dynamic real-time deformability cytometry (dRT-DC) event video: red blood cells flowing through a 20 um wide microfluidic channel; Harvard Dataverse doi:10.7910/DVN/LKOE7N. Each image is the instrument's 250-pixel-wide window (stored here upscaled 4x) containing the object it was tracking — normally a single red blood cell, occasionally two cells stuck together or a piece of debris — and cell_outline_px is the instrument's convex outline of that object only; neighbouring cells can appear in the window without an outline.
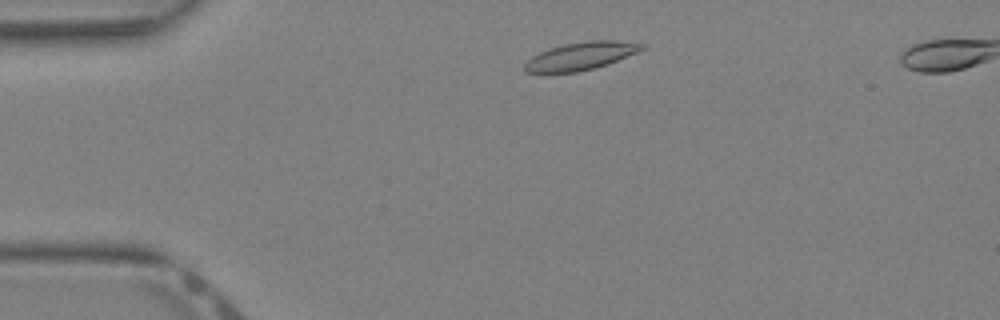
{"species": "Egyptian fruit bat (a non-hibernating species)", "species_latin": "Rousettus aegyptiacus", "temperature_condition": "warm", "stored_images_in_passage": 36, "camera_frame_rate_fps": 3000, "um_per_image_px": 0.085, "animal": {"sex": "female"}, "frame": {"image": 1, "passage_image": 4, "time_ms": 1.0, "image_size_px": [1000, 320], "cell_outline_px": [[648, 48], [608, 64], [596, 68], [576, 72], [524, 72], [524, 64], [532, 56], [548, 48], [564, 44], [588, 40], [616, 40], [648, 44]], "centroid_in_image_um": [49.44, 4.74], "position_along_channel_um": 35.6, "area_um2": 19.19}}
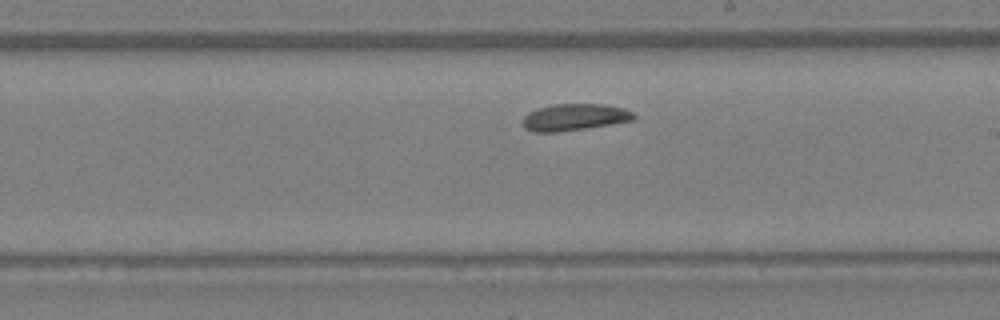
{"frame": {"image": 2, "passage_image": 19, "time_ms": 6.0, "image_size_px": [1000, 320], "cell_outline_px": [[636, 116], [632, 120], [584, 128], [556, 132], [536, 132], [524, 128], [520, 120], [528, 112], [536, 108], [552, 104], [604, 104], [624, 108], [632, 112]], "centroid_in_image_um": [48.75, 9.95], "position_along_channel_um": 240.2, "area_um2": 17.28}}
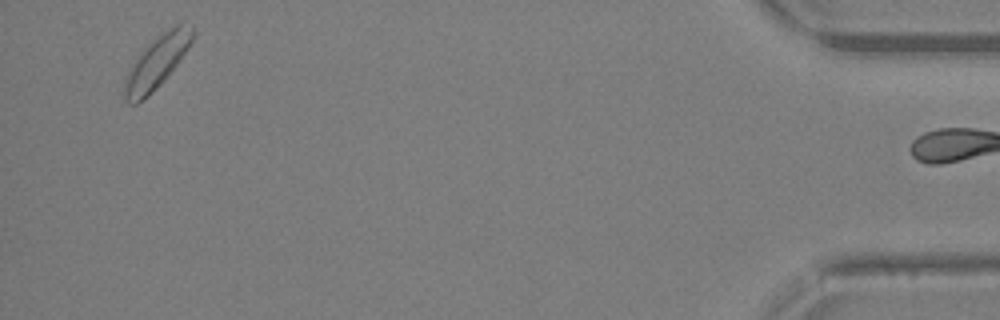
{"frame": {"image": 3, "passage_image": 35, "time_ms": 11.333, "image_size_px": [1000, 320], "cell_outline_px": [[192, 40], [188, 48], [180, 60], [164, 80], [144, 100], [136, 104], [128, 104], [124, 100], [124, 76], [128, 68], [136, 56], [152, 40], [176, 24], [192, 24]], "centroid_in_image_um": [13.26, 5.33], "position_along_channel_um": 421.9, "area_um2": 20.81}, "authors_computed_cell_mechanics": {"area_um2": 18.1781, "velocity_mm_per_s": 4.9306, "shape_relaxation_time_tau1_ms": 1.7204, "shape_relaxation_time_tau2_ms": null, "deformation_change_tau1": 0.0663, "deformation_change_tau2": null}}